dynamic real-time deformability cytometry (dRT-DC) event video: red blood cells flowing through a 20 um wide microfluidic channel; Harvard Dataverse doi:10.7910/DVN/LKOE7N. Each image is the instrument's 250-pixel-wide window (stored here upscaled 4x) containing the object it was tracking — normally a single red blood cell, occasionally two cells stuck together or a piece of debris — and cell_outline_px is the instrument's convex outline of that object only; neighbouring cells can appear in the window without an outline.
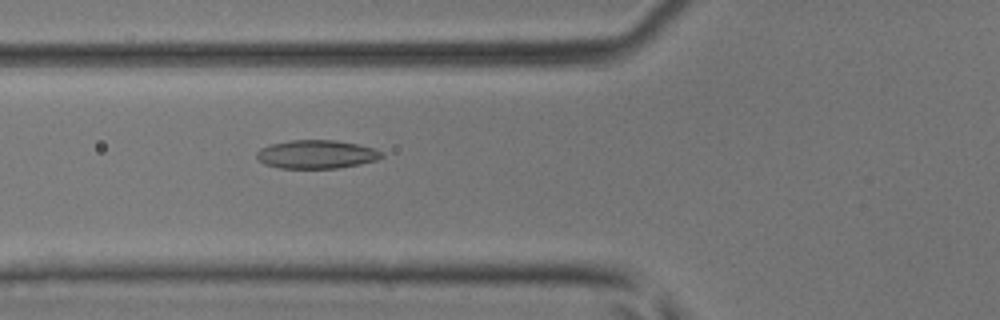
{"species": "common noctule bat (a hibernating species)", "species_latin": "Nyctalus noctula", "temperature_condition": "room temperature", "stored_images_in_passage": 47, "camera_frame_rate_fps": 3000, "um_per_image_px": 0.085, "animal": {"sex": "male", "body_mass_g": 17.9, "forearm_length_mm": 54.2}, "frame": {"image": 1, "passage_image": 18, "time_ms": 5.667, "image_size_px": [1000, 320], "cell_outline_px": [[384, 156], [376, 160], [360, 164], [340, 168], [280, 168], [264, 164], [256, 156], [256, 152], [260, 148], [272, 144], [292, 140], [336, 140], [356, 144], [372, 148], [384, 152]], "centroid_in_image_um": [26.91, 13.12], "position_along_channel_um": 98.9, "area_um2": 20.69}}
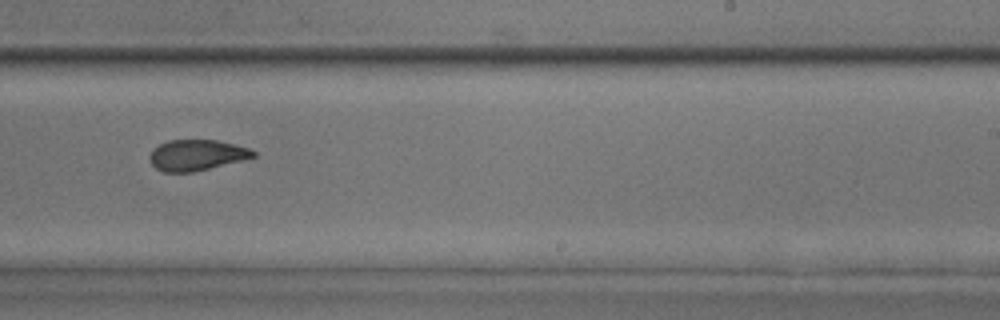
{"frame": {"image": 2, "passage_image": 30, "time_ms": 9.667, "image_size_px": [1000, 320], "cell_outline_px": [[256, 156], [192, 172], [164, 172], [156, 168], [148, 160], [148, 156], [152, 148], [168, 140], [216, 140], [248, 148], [256, 152]], "centroid_in_image_um": [16.64, 13.18], "position_along_channel_um": 272.4, "area_um2": 18.38}}
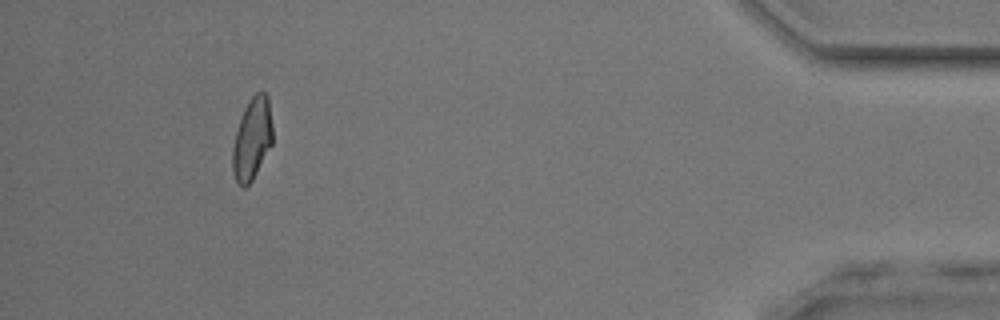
{"frame": {"image": 3, "passage_image": 44, "time_ms": 14.333, "image_size_px": [1000, 320], "cell_outline_px": [[272, 144], [252, 180], [244, 188], [236, 180], [232, 172], [232, 148], [236, 132], [244, 108], [248, 100], [256, 92], [264, 92], [268, 96], [272, 124]], "centroid_in_image_um": [21.43, 11.79], "position_along_channel_um": 413.8, "area_um2": 19.02}}